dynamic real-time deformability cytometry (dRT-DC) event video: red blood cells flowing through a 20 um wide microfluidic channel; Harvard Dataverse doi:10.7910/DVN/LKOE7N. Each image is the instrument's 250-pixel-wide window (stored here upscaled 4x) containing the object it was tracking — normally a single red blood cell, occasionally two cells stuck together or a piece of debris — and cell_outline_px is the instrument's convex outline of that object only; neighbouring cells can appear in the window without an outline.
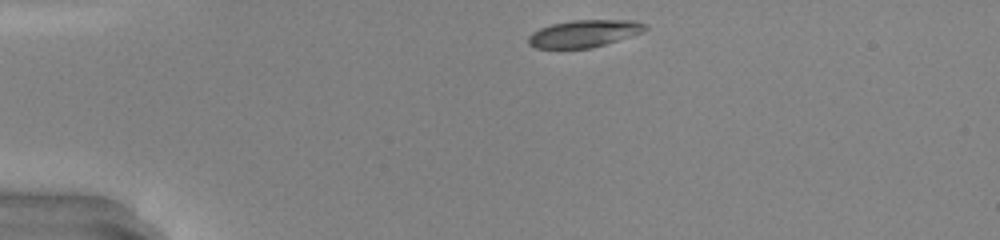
{"species": "common noctule bat (a hibernating species)", "species_latin": "Nyctalus noctula", "temperature_condition": "warm", "stored_images_in_passage": 31, "camera_frame_rate_fps": 3000, "um_per_image_px": 0.085, "animal": {"sex": "male", "body_mass_g": 20.0, "forearm_length_mm": 53.3}, "frame": {"image": 1, "passage_image": 1, "time_ms": 0.0, "image_size_px": [1000, 240], "cell_outline_px": [[648, 28], [644, 32], [592, 48], [536, 48], [528, 44], [528, 36], [532, 32], [540, 28], [552, 24], [572, 20], [632, 20], [648, 24]], "centroid_in_image_um": [49.67, 2.84], "position_along_channel_um": 35.3, "area_um2": 18.61}}
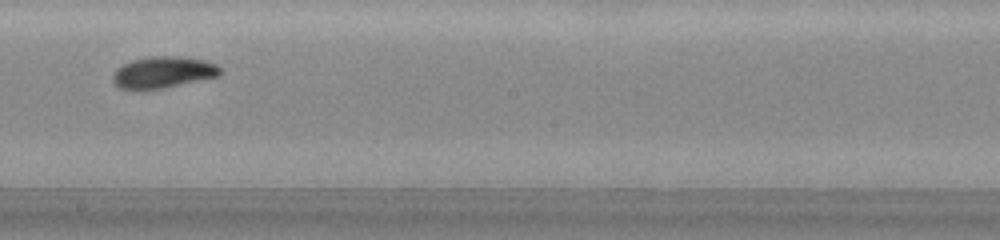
{"frame": {"image": 2, "passage_image": 19, "time_ms": 6.0, "image_size_px": [1000, 240], "cell_outline_px": [[220, 72], [216, 76], [164, 88], [140, 92], [136, 92], [120, 88], [112, 80], [112, 72], [116, 68], [132, 60], [148, 56], [176, 56], [204, 60], [216, 64], [220, 68]], "centroid_in_image_um": [13.76, 6.17], "position_along_channel_um": 234.4, "area_um2": 20.0}}
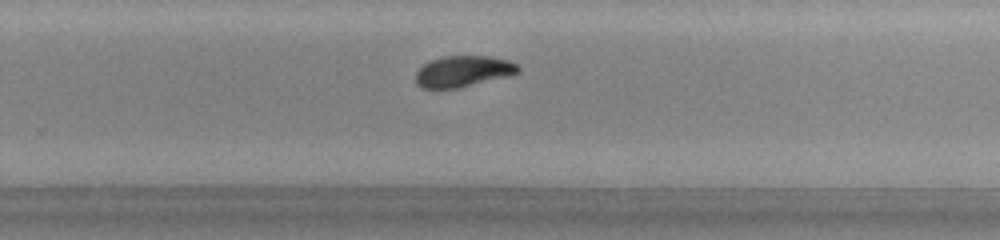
{"frame": {"image": 3, "passage_image": 23, "time_ms": 7.333, "image_size_px": [1000, 240], "cell_outline_px": [[520, 72], [512, 76], [456, 88], [420, 88], [416, 84], [416, 72], [424, 64], [432, 60], [444, 56], [488, 56], [508, 60], [516, 64], [520, 68]], "centroid_in_image_um": [39.4, 6.07], "position_along_channel_um": 290.4, "area_um2": 18.61}, "authors_computed_cell_mechanics": {"area_um2": 19.1896, "velocity_mm_per_s": 4.2352, "shape_relaxation_time_tau1_ms": 3.1235, "shape_relaxation_time_tau2_ms": 2.3145, "deformation_change_tau1": 0.1495, "deformation_change_tau2": 0.0635}}